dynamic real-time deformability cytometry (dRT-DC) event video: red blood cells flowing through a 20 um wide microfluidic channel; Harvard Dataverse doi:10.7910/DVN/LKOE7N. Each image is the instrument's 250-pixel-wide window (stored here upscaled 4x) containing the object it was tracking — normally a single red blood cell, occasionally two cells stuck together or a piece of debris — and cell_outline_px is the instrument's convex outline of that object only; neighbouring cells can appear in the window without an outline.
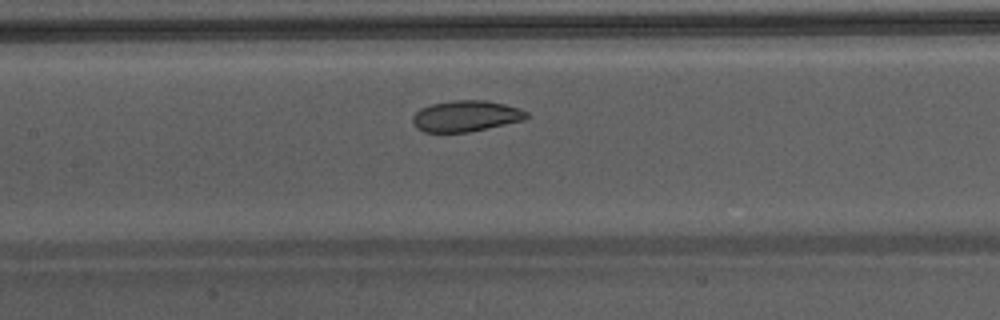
{"species": "Egyptian fruit bat (a non-hibernating species)", "species_latin": "Rousettus aegyptiacus", "temperature_condition": "warm", "stored_images_in_passage": 29, "camera_frame_rate_fps": 3000, "um_per_image_px": 0.085, "animal": {"sex": "male"}, "frame": {"image": 1, "passage_image": 13, "time_ms": 4.0, "image_size_px": [1000, 320], "cell_outline_px": [[528, 116], [524, 120], [468, 132], [424, 132], [416, 128], [412, 124], [412, 116], [420, 108], [432, 104], [452, 100], [484, 100], [504, 104], [520, 108], [528, 112]], "centroid_in_image_um": [39.57, 9.86], "position_along_channel_um": 167.8, "area_um2": 20.63}}
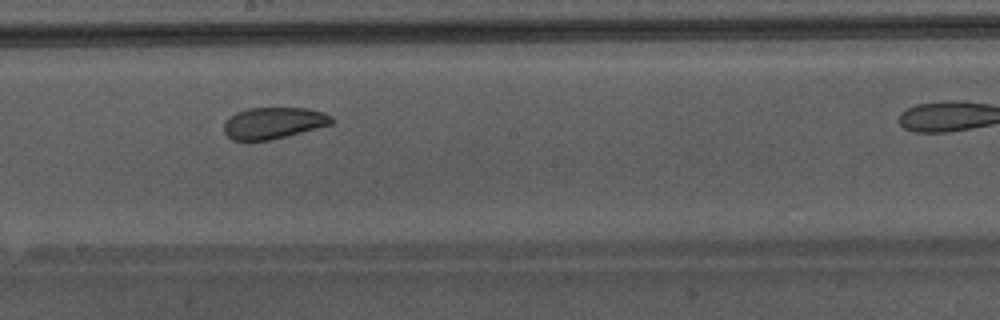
{"frame": {"image": 2, "passage_image": 17, "time_ms": 5.333, "image_size_px": [1000, 320], "cell_outline_px": [[336, 120], [332, 124], [272, 140], [232, 140], [224, 132], [224, 124], [236, 112], [248, 108], [308, 108], [332, 116]], "centroid_in_image_um": [23.27, 10.45], "position_along_channel_um": 224.9, "area_um2": 19.65}}